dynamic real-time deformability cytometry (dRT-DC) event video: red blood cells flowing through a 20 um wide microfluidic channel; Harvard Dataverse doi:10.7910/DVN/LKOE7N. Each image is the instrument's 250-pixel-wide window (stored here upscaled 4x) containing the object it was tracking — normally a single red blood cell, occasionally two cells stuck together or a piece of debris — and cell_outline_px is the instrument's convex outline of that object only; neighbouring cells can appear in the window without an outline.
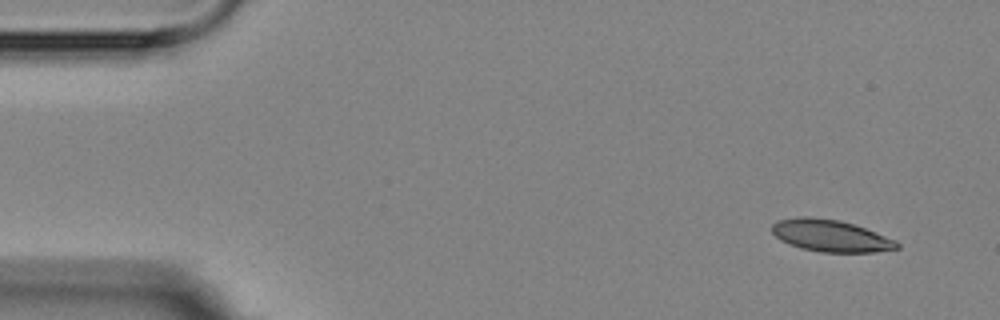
{"species": "Egyptian fruit bat (a non-hibernating species)", "species_latin": "Rousettus aegyptiacus", "temperature_condition": "room temperature", "stored_images_in_passage": 5, "camera_frame_rate_fps": 3000, "um_per_image_px": 0.085, "animal": {"sex": "female"}, "frame": {"image": 1, "passage_image": 1, "time_ms": 0.0, "image_size_px": [1000, 320], "cell_outline_px": [[900, 248], [876, 252], [820, 252], [800, 248], [788, 244], [780, 240], [772, 232], [772, 224], [776, 220], [804, 216], [808, 216], [840, 220], [864, 228], [896, 240], [900, 244]], "centroid_in_image_um": [70.58, 20.04], "position_along_channel_um": 14.4, "area_um2": 23.29}}
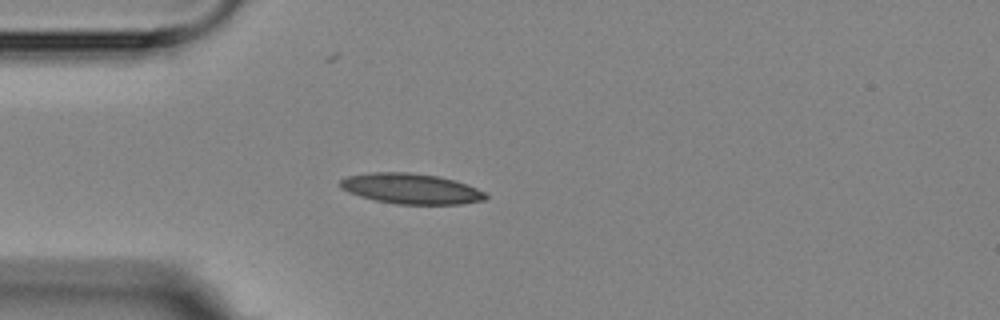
{"frame": {"image": 2, "passage_image": 4, "time_ms": 3.667, "image_size_px": [1000, 320], "cell_outline_px": [[488, 196], [484, 200], [460, 204], [396, 204], [376, 200], [360, 196], [340, 188], [340, 180], [348, 176], [372, 172], [408, 172], [436, 176], [452, 180], [476, 188], [484, 192]], "centroid_in_image_um": [34.91, 16.04], "position_along_channel_um": 50.1, "area_um2": 25.43}}